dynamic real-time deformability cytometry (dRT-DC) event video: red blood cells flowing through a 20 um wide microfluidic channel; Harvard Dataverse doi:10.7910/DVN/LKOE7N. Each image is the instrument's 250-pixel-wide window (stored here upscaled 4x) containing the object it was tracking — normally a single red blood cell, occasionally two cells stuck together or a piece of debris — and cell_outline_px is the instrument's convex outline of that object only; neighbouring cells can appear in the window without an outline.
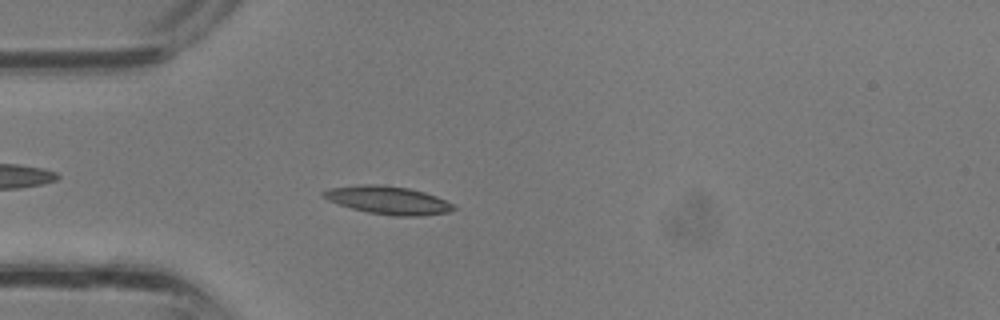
{"species": "common noctule bat (a hibernating species)", "species_latin": "Nyctalus noctula", "temperature_condition": "room temperature", "stored_images_in_passage": 34, "camera_frame_rate_fps": 3000, "um_per_image_px": 0.085, "animal": {"sex": "male", "body_mass_g": 13.3}, "frame": {"image": 1, "passage_image": 9, "time_ms": 2.667, "image_size_px": [1000, 320], "cell_outline_px": [[456, 208], [448, 212], [420, 216], [392, 216], [368, 212], [352, 208], [328, 200], [320, 196], [320, 192], [328, 188], [360, 184], [384, 184], [408, 188], [424, 192], [436, 196], [452, 204]], "centroid_in_image_um": [32.93, 17.0], "position_along_channel_um": 52.1, "area_um2": 21.33}}
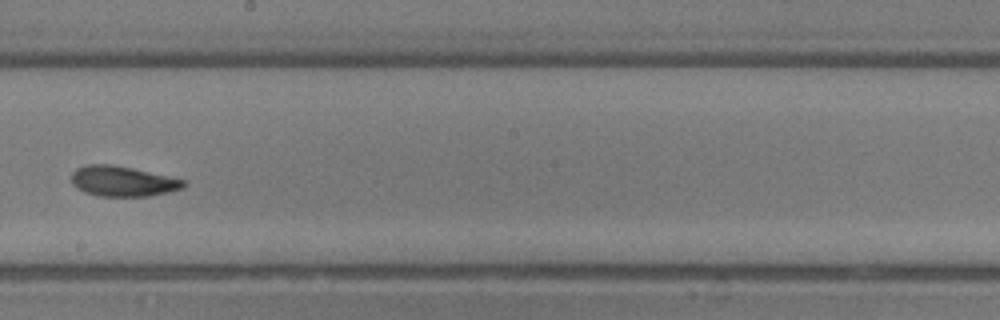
{"frame": {"image": 2, "passage_image": 19, "time_ms": 6.0, "image_size_px": [1000, 320], "cell_outline_px": [[188, 184], [184, 188], [168, 192], [148, 196], [96, 196], [84, 192], [76, 188], [72, 184], [72, 172], [76, 168], [88, 164], [112, 164], [132, 168], [184, 180]], "centroid_in_image_um": [10.4, 15.41], "position_along_channel_um": 237.8, "area_um2": 19.83}}
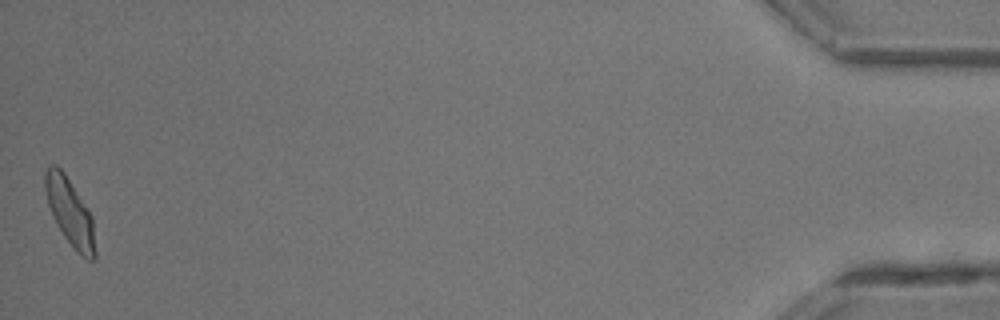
{"frame": {"image": 3, "passage_image": 34, "time_ms": 11.0, "image_size_px": [1000, 320], "cell_outline_px": [[96, 260], [88, 260], [80, 256], [76, 252], [64, 236], [56, 224], [52, 216], [48, 204], [44, 188], [44, 172], [48, 164], [56, 164], [64, 172], [88, 208], [92, 216], [96, 252]], "centroid_in_image_um": [5.94, 18.03], "position_along_channel_um": 429.3, "area_um2": 19.94}}